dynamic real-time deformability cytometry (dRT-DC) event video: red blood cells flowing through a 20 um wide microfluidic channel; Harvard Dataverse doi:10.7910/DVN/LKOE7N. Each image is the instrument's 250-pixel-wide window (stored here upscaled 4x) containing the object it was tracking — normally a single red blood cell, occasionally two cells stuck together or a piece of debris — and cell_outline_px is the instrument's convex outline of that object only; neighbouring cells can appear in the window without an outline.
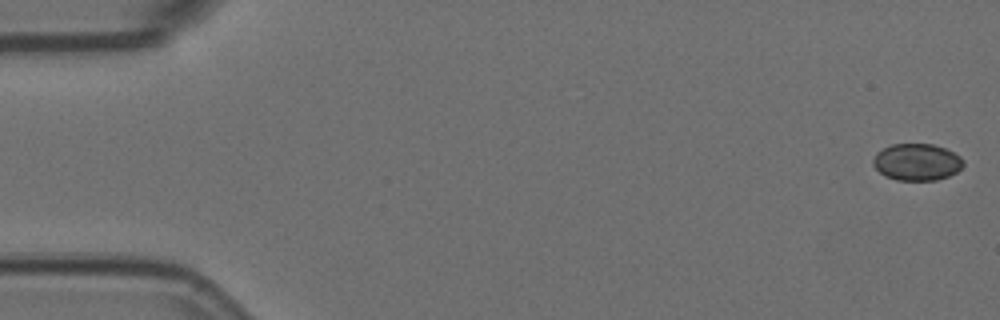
{"species": "Egyptian fruit bat (a non-hibernating species)", "species_latin": "Rousettus aegyptiacus", "temperature_condition": "room temperature", "stored_images_in_passage": 3, "camera_frame_rate_fps": 3000, "um_per_image_px": 0.085, "animal": {"sex": "female"}, "frame": {"image": 1, "passage_image": 1, "time_ms": 0.0, "image_size_px": [1000, 320], "cell_outline_px": [[964, 164], [956, 172], [948, 176], [936, 180], [896, 180], [880, 172], [872, 164], [872, 160], [876, 152], [892, 144], [932, 144], [944, 148], [960, 156], [964, 160]], "centroid_in_image_um": [77.93, 13.77], "position_along_channel_um": 7.1, "area_um2": 19.25}}